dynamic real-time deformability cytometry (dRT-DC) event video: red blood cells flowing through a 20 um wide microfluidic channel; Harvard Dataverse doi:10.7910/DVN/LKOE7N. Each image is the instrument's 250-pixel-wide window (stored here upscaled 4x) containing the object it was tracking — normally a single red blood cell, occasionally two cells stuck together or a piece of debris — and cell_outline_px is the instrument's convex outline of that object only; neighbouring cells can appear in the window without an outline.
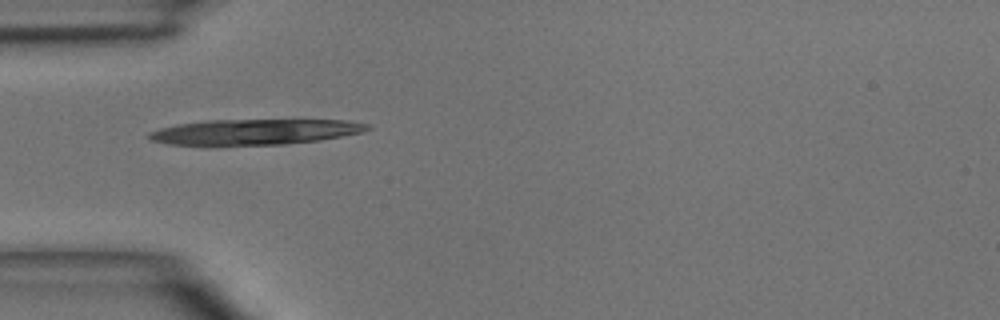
{"species": "common noctule bat (a hibernating species)", "species_latin": "Nyctalus noctula", "temperature_condition": "room temperature", "stored_images_in_passage": 1, "camera_frame_rate_fps": 3000, "um_per_image_px": 0.085, "animal": {"sex": "male", "body_mass_g": 15.6}, "frame": {"image": 1, "passage_image": 1, "time_ms": 0.0, "image_size_px": [1000, 320], "cell_outline_px": [[372, 128], [360, 132], [320, 140], [288, 144], [212, 148], [168, 144], [152, 140], [148, 136], [148, 132], [160, 128], [176, 124], [208, 120], [348, 120], [372, 124]], "centroid_in_image_um": [21.57, 11.25], "position_along_channel_um": 63.4, "area_um2": 33.81}}